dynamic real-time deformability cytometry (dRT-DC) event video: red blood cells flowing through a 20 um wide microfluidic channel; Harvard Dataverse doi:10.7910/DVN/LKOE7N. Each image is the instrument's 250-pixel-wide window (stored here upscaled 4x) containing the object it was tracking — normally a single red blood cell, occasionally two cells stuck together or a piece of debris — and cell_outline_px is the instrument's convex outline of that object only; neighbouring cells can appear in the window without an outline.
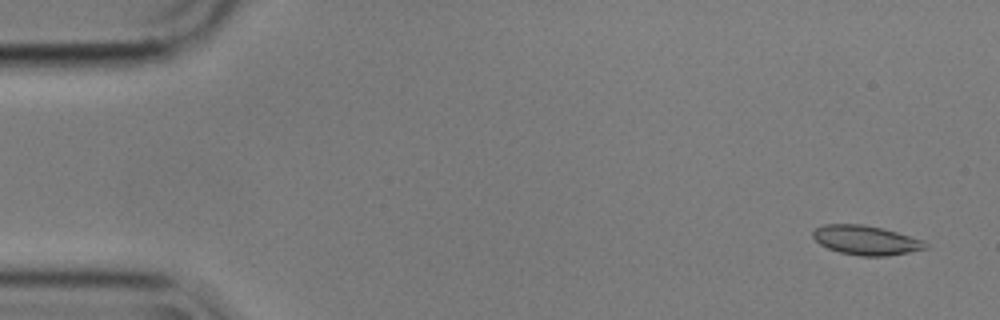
{"species": "common noctule bat (a hibernating species)", "species_latin": "Nyctalus noctula", "temperature_condition": "cold", "stored_images_in_passage": 5, "camera_frame_rate_fps": 3000, "um_per_image_px": 0.085, "animal": {"sex": "male", "body_mass_g": 17.9}, "frame": {"image": 1, "passage_image": 1, "time_ms": 0.0, "image_size_px": [1000, 320], "cell_outline_px": [[928, 248], [888, 256], [860, 256], [840, 252], [828, 248], [820, 244], [812, 236], [812, 232], [816, 228], [824, 224], [864, 224], [896, 232], [924, 240], [928, 244]], "centroid_in_image_um": [73.61, 20.42], "position_along_channel_um": 11.4, "area_um2": 19.19}}
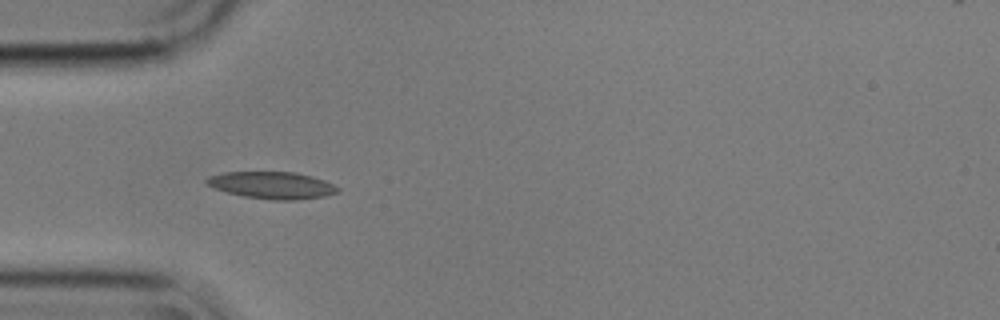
{"frame": {"image": 2, "passage_image": 5, "time_ms": 1.333, "image_size_px": [1000, 320], "cell_outline_px": [[340, 192], [324, 196], [296, 200], [272, 200], [244, 196], [228, 192], [216, 188], [208, 184], [204, 180], [208, 176], [224, 172], [296, 172], [312, 176], [324, 180], [340, 188]], "centroid_in_image_um": [23.16, 15.74], "position_along_channel_um": 61.8, "area_um2": 20.58}}